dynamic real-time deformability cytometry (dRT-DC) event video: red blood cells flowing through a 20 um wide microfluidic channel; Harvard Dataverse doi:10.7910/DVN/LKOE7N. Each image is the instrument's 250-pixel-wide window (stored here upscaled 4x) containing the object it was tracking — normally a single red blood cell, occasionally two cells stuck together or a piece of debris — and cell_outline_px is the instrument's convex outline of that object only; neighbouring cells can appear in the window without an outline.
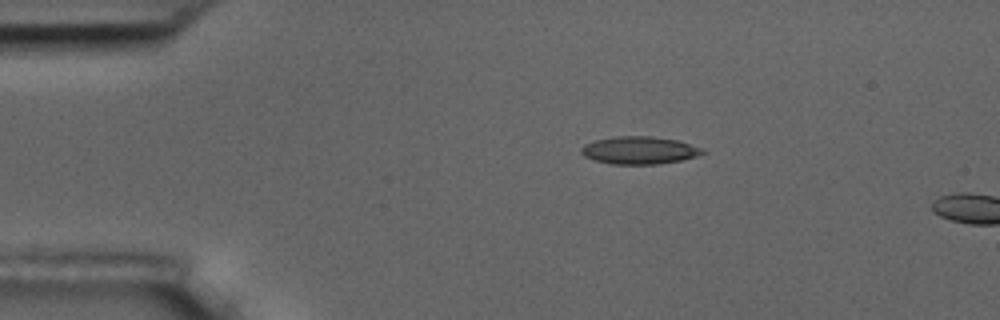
{"species": "common noctule bat (a hibernating species)", "species_latin": "Nyctalus noctula", "temperature_condition": "room temperature", "stored_images_in_passage": 4, "camera_frame_rate_fps": 3000, "um_per_image_px": 0.085, "animal": {"sex": "male", "body_mass_g": 17.5, "forearm_length_mm": 52.3}, "frame": {"image": 1, "passage_image": 3, "time_ms": 2.333, "image_size_px": [1000, 320], "cell_outline_px": [[708, 152], [700, 156], [660, 164], [612, 164], [596, 160], [584, 156], [580, 152], [580, 148], [584, 144], [596, 140], [616, 136], [652, 136], [676, 140], [704, 148]], "centroid_in_image_um": [54.39, 12.77], "position_along_channel_um": 30.6, "area_um2": 19.65}}